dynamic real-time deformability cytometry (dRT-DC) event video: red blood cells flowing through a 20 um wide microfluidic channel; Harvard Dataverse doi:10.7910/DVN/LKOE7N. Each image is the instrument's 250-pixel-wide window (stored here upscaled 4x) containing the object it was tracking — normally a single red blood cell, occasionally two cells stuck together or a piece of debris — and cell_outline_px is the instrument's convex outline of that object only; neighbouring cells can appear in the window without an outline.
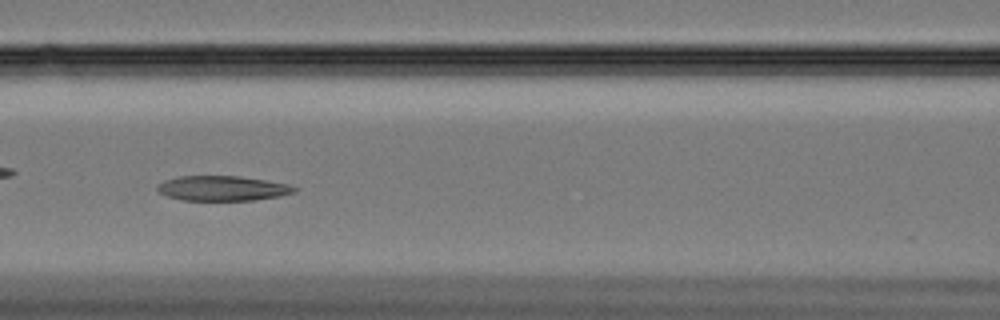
{"species": "Egyptian fruit bat (a non-hibernating species)", "species_latin": "Rousettus aegyptiacus", "temperature_condition": "cold", "stored_images_in_passage": 60, "camera_frame_rate_fps": 3000, "um_per_image_px": 0.085, "animal": {"sex": "female"}, "frame": {"image": 1, "passage_image": 26, "time_ms": 8.333, "image_size_px": [1000, 320], "cell_outline_px": [[296, 192], [280, 196], [256, 200], [184, 200], [168, 196], [160, 192], [156, 188], [164, 180], [176, 176], [240, 176], [288, 184], [296, 188]], "centroid_in_image_um": [18.92, 16.0], "position_along_channel_um": 147.7, "area_um2": 19.77}}
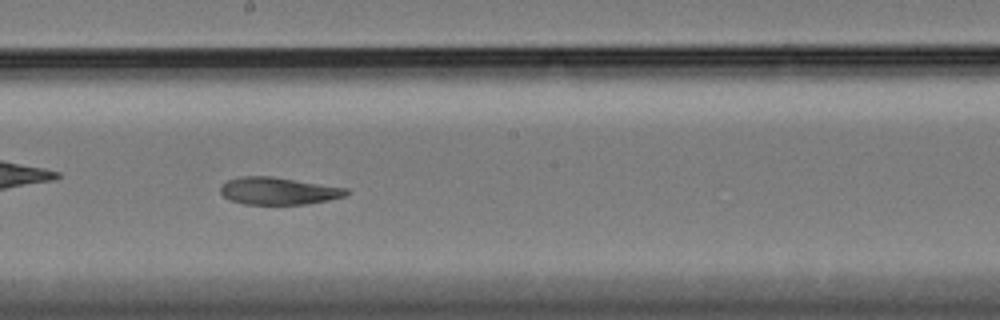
{"frame": {"image": 2, "passage_image": 33, "time_ms": 10.667, "image_size_px": [1000, 320], "cell_outline_px": [[348, 192], [344, 196], [328, 200], [308, 204], [244, 204], [232, 200], [224, 196], [220, 192], [220, 188], [228, 180], [240, 176], [272, 176], [348, 188]], "centroid_in_image_um": [23.67, 16.22], "position_along_channel_um": 224.5, "area_um2": 19.88}}
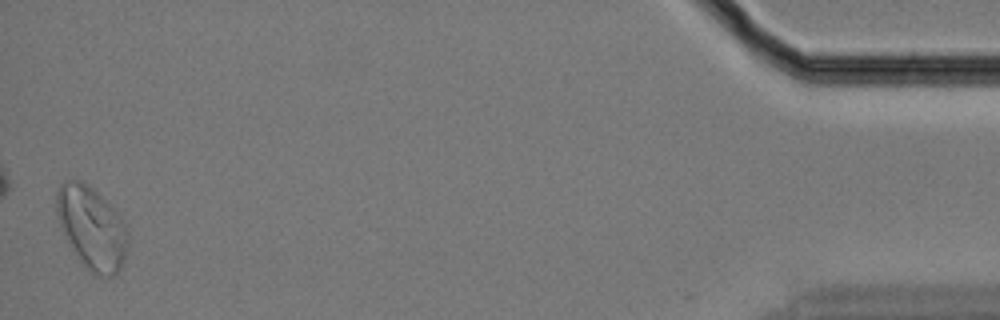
{"frame": {"image": 3, "passage_image": 59, "time_ms": 19.333, "image_size_px": [1000, 320], "cell_outline_px": [[128, 244], [124, 260], [120, 268], [112, 276], [96, 276], [80, 264], [68, 244], [60, 228], [56, 212], [56, 192], [60, 184], [72, 180], [80, 180], [92, 188], [128, 224]], "centroid_in_image_um": [7.78, 19.41], "position_along_channel_um": 427.4, "area_um2": 34.62}, "authors_computed_cell_mechanics": {"area_um2": 23.7269, "velocity_mm_per_s": 3.2978, "shape_relaxation_time_tau1_ms": 7.9618, "shape_relaxation_time_tau2_ms": 6.0498, "deformation_change_tau1": 0.1719, "deformation_change_tau2": 0.1218}}